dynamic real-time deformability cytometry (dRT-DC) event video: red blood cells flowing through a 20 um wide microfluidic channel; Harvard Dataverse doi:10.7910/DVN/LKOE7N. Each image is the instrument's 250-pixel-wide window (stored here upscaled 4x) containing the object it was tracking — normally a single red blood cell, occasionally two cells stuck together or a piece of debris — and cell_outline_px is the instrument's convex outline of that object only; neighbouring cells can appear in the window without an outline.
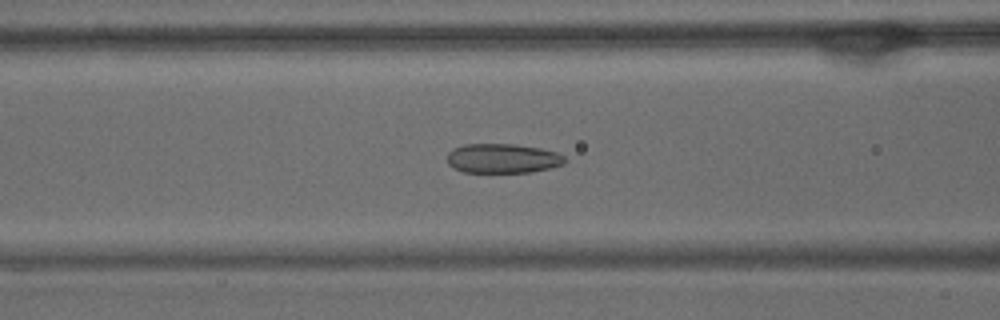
{"species": "common noctule bat (a hibernating species)", "species_latin": "Nyctalus noctula", "temperature_condition": "warm", "stored_images_in_passage": 55, "camera_frame_rate_fps": 3000, "um_per_image_px": 0.085, "animal": {"sex": "male", "body_mass_g": 15.6}, "frame": {"image": 1, "passage_image": 22, "time_ms": 7.0, "image_size_px": [1000, 320], "cell_outline_px": [[568, 160], [564, 164], [532, 172], [464, 172], [452, 168], [448, 164], [448, 152], [452, 148], [464, 144], [516, 144], [540, 148], [556, 152], [564, 156]], "centroid_in_image_um": [42.72, 13.46], "position_along_channel_um": 123.9, "area_um2": 20.35}}
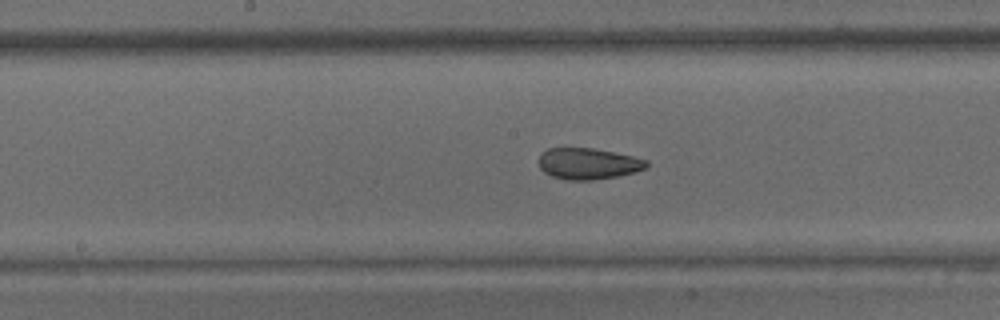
{"frame": {"image": 2, "passage_image": 28, "time_ms": 9.0, "image_size_px": [1000, 320], "cell_outline_px": [[648, 164], [644, 168], [636, 172], [620, 176], [592, 180], [568, 180], [552, 176], [544, 172], [540, 168], [540, 156], [548, 148], [592, 148], [632, 156], [648, 160]], "centroid_in_image_um": [50.01, 13.92], "position_along_channel_um": 198.2, "area_um2": 19.48}}
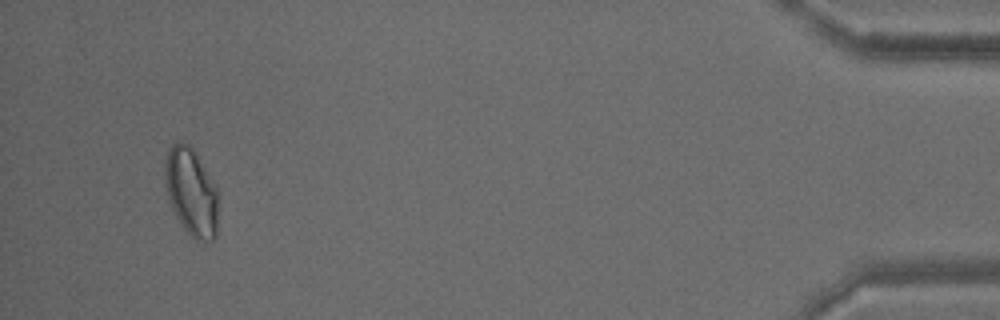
{"frame": {"image": 3, "passage_image": 52, "time_ms": 17.0, "image_size_px": [1000, 320], "cell_outline_px": [[216, 236], [212, 240], [204, 244], [196, 240], [184, 228], [176, 216], [168, 200], [164, 180], [164, 164], [168, 148], [172, 144], [180, 140], [188, 144], [196, 152], [216, 184]], "centroid_in_image_um": [16.23, 16.29], "position_along_channel_um": 419.0, "area_um2": 27.51}, "authors_computed_cell_mechanics": {"area_um2": 22.831, "velocity_mm_per_s": 3.7091, "shape_relaxation_time_tau1_ms": null, "shape_relaxation_time_tau2_ms": 1.7038, "deformation_change_tau1": null, "deformation_change_tau2": 0.078}}